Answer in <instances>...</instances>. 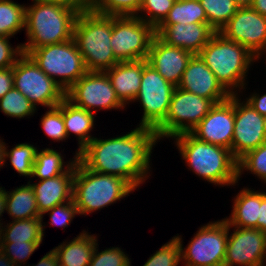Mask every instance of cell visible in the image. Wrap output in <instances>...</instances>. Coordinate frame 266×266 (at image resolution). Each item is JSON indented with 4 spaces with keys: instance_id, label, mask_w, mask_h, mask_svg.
I'll list each match as a JSON object with an SVG mask.
<instances>
[{
    "instance_id": "f5cc1de1",
    "label": "cell",
    "mask_w": 266,
    "mask_h": 266,
    "mask_svg": "<svg viewBox=\"0 0 266 266\" xmlns=\"http://www.w3.org/2000/svg\"><path fill=\"white\" fill-rule=\"evenodd\" d=\"M96 0H76L82 8H89Z\"/></svg>"
},
{
    "instance_id": "7dc6e473",
    "label": "cell",
    "mask_w": 266,
    "mask_h": 266,
    "mask_svg": "<svg viewBox=\"0 0 266 266\" xmlns=\"http://www.w3.org/2000/svg\"><path fill=\"white\" fill-rule=\"evenodd\" d=\"M32 3H56L65 6H80L76 0H32Z\"/></svg>"
},
{
    "instance_id": "60d3db41",
    "label": "cell",
    "mask_w": 266,
    "mask_h": 266,
    "mask_svg": "<svg viewBox=\"0 0 266 266\" xmlns=\"http://www.w3.org/2000/svg\"><path fill=\"white\" fill-rule=\"evenodd\" d=\"M45 214H48L50 219L49 225L50 226H58L62 229L68 228V225H70L73 221V219L79 215L78 209L76 207V204L74 203L73 199L71 201H68L64 204L54 206L49 211H46L42 215V219Z\"/></svg>"
},
{
    "instance_id": "3957f363",
    "label": "cell",
    "mask_w": 266,
    "mask_h": 266,
    "mask_svg": "<svg viewBox=\"0 0 266 266\" xmlns=\"http://www.w3.org/2000/svg\"><path fill=\"white\" fill-rule=\"evenodd\" d=\"M81 10V6L56 3L26 5L25 32L28 39L21 43L23 53L73 39L74 23Z\"/></svg>"
},
{
    "instance_id": "d6986e66",
    "label": "cell",
    "mask_w": 266,
    "mask_h": 266,
    "mask_svg": "<svg viewBox=\"0 0 266 266\" xmlns=\"http://www.w3.org/2000/svg\"><path fill=\"white\" fill-rule=\"evenodd\" d=\"M192 56V53L169 46L155 36L146 60L166 81L178 87Z\"/></svg>"
},
{
    "instance_id": "30bf717a",
    "label": "cell",
    "mask_w": 266,
    "mask_h": 266,
    "mask_svg": "<svg viewBox=\"0 0 266 266\" xmlns=\"http://www.w3.org/2000/svg\"><path fill=\"white\" fill-rule=\"evenodd\" d=\"M13 86L36 108L39 105L52 108L65 99L64 89L24 53L13 66Z\"/></svg>"
},
{
    "instance_id": "681fc988",
    "label": "cell",
    "mask_w": 266,
    "mask_h": 266,
    "mask_svg": "<svg viewBox=\"0 0 266 266\" xmlns=\"http://www.w3.org/2000/svg\"><path fill=\"white\" fill-rule=\"evenodd\" d=\"M250 7L266 17V0H253Z\"/></svg>"
},
{
    "instance_id": "5b68a950",
    "label": "cell",
    "mask_w": 266,
    "mask_h": 266,
    "mask_svg": "<svg viewBox=\"0 0 266 266\" xmlns=\"http://www.w3.org/2000/svg\"><path fill=\"white\" fill-rule=\"evenodd\" d=\"M113 16L82 8L73 29V39L87 71L106 72L119 63L110 45Z\"/></svg>"
},
{
    "instance_id": "ffe728a7",
    "label": "cell",
    "mask_w": 266,
    "mask_h": 266,
    "mask_svg": "<svg viewBox=\"0 0 266 266\" xmlns=\"http://www.w3.org/2000/svg\"><path fill=\"white\" fill-rule=\"evenodd\" d=\"M216 31L208 23L159 25L156 36L169 46L198 55Z\"/></svg>"
},
{
    "instance_id": "7a4b0ae2",
    "label": "cell",
    "mask_w": 266,
    "mask_h": 266,
    "mask_svg": "<svg viewBox=\"0 0 266 266\" xmlns=\"http://www.w3.org/2000/svg\"><path fill=\"white\" fill-rule=\"evenodd\" d=\"M171 139L193 174L219 187L239 185L238 160L231 150L200 141L191 133H182Z\"/></svg>"
},
{
    "instance_id": "f1b7e54d",
    "label": "cell",
    "mask_w": 266,
    "mask_h": 266,
    "mask_svg": "<svg viewBox=\"0 0 266 266\" xmlns=\"http://www.w3.org/2000/svg\"><path fill=\"white\" fill-rule=\"evenodd\" d=\"M26 4L0 0V36L14 37L25 30Z\"/></svg>"
},
{
    "instance_id": "9c48e42d",
    "label": "cell",
    "mask_w": 266,
    "mask_h": 266,
    "mask_svg": "<svg viewBox=\"0 0 266 266\" xmlns=\"http://www.w3.org/2000/svg\"><path fill=\"white\" fill-rule=\"evenodd\" d=\"M214 105L211 99L176 87L165 120L154 130L158 140L190 133Z\"/></svg>"
},
{
    "instance_id": "44dd1931",
    "label": "cell",
    "mask_w": 266,
    "mask_h": 266,
    "mask_svg": "<svg viewBox=\"0 0 266 266\" xmlns=\"http://www.w3.org/2000/svg\"><path fill=\"white\" fill-rule=\"evenodd\" d=\"M75 174V164L64 174L45 180L28 182L34 189L37 209L42 216L54 206L64 204L72 200L73 178Z\"/></svg>"
},
{
    "instance_id": "74e56055",
    "label": "cell",
    "mask_w": 266,
    "mask_h": 266,
    "mask_svg": "<svg viewBox=\"0 0 266 266\" xmlns=\"http://www.w3.org/2000/svg\"><path fill=\"white\" fill-rule=\"evenodd\" d=\"M181 264V250L175 236L154 252L143 266H178Z\"/></svg>"
},
{
    "instance_id": "5bb4252c",
    "label": "cell",
    "mask_w": 266,
    "mask_h": 266,
    "mask_svg": "<svg viewBox=\"0 0 266 266\" xmlns=\"http://www.w3.org/2000/svg\"><path fill=\"white\" fill-rule=\"evenodd\" d=\"M219 33L245 46L258 60L266 53V17L251 7H239Z\"/></svg>"
},
{
    "instance_id": "bcb514c9",
    "label": "cell",
    "mask_w": 266,
    "mask_h": 266,
    "mask_svg": "<svg viewBox=\"0 0 266 266\" xmlns=\"http://www.w3.org/2000/svg\"><path fill=\"white\" fill-rule=\"evenodd\" d=\"M30 264H28L29 266ZM25 266V265H24ZM32 266H59L58 256L55 251L52 249L47 252L37 264Z\"/></svg>"
},
{
    "instance_id": "f907efd6",
    "label": "cell",
    "mask_w": 266,
    "mask_h": 266,
    "mask_svg": "<svg viewBox=\"0 0 266 266\" xmlns=\"http://www.w3.org/2000/svg\"><path fill=\"white\" fill-rule=\"evenodd\" d=\"M3 140L2 138L0 139V170L7 165L5 161L6 143Z\"/></svg>"
},
{
    "instance_id": "6da1fadb",
    "label": "cell",
    "mask_w": 266,
    "mask_h": 266,
    "mask_svg": "<svg viewBox=\"0 0 266 266\" xmlns=\"http://www.w3.org/2000/svg\"><path fill=\"white\" fill-rule=\"evenodd\" d=\"M158 142L153 129L136 125L130 132L113 138L95 136L77 160L90 171L125 179L137 191L151 176V154Z\"/></svg>"
},
{
    "instance_id": "1f68e13d",
    "label": "cell",
    "mask_w": 266,
    "mask_h": 266,
    "mask_svg": "<svg viewBox=\"0 0 266 266\" xmlns=\"http://www.w3.org/2000/svg\"><path fill=\"white\" fill-rule=\"evenodd\" d=\"M205 10L207 23L219 32L237 12L239 6L234 0H199Z\"/></svg>"
},
{
    "instance_id": "f546056e",
    "label": "cell",
    "mask_w": 266,
    "mask_h": 266,
    "mask_svg": "<svg viewBox=\"0 0 266 266\" xmlns=\"http://www.w3.org/2000/svg\"><path fill=\"white\" fill-rule=\"evenodd\" d=\"M178 23H207V16L199 0H176L160 25Z\"/></svg>"
},
{
    "instance_id": "ac0fdd59",
    "label": "cell",
    "mask_w": 266,
    "mask_h": 266,
    "mask_svg": "<svg viewBox=\"0 0 266 266\" xmlns=\"http://www.w3.org/2000/svg\"><path fill=\"white\" fill-rule=\"evenodd\" d=\"M178 88L211 99L215 104L230 97L199 55H193L189 60Z\"/></svg>"
},
{
    "instance_id": "ee69618b",
    "label": "cell",
    "mask_w": 266,
    "mask_h": 266,
    "mask_svg": "<svg viewBox=\"0 0 266 266\" xmlns=\"http://www.w3.org/2000/svg\"><path fill=\"white\" fill-rule=\"evenodd\" d=\"M13 87V67L0 69V99Z\"/></svg>"
},
{
    "instance_id": "2e32d148",
    "label": "cell",
    "mask_w": 266,
    "mask_h": 266,
    "mask_svg": "<svg viewBox=\"0 0 266 266\" xmlns=\"http://www.w3.org/2000/svg\"><path fill=\"white\" fill-rule=\"evenodd\" d=\"M240 96V97H239ZM266 142V117L260 115L241 95H235L232 155L238 160Z\"/></svg>"
},
{
    "instance_id": "db71d44e",
    "label": "cell",
    "mask_w": 266,
    "mask_h": 266,
    "mask_svg": "<svg viewBox=\"0 0 266 266\" xmlns=\"http://www.w3.org/2000/svg\"><path fill=\"white\" fill-rule=\"evenodd\" d=\"M239 7H250L253 0H234Z\"/></svg>"
},
{
    "instance_id": "8fae6325",
    "label": "cell",
    "mask_w": 266,
    "mask_h": 266,
    "mask_svg": "<svg viewBox=\"0 0 266 266\" xmlns=\"http://www.w3.org/2000/svg\"><path fill=\"white\" fill-rule=\"evenodd\" d=\"M156 29L137 16H113L110 45L119 62L147 59Z\"/></svg>"
},
{
    "instance_id": "cb8c5ba5",
    "label": "cell",
    "mask_w": 266,
    "mask_h": 266,
    "mask_svg": "<svg viewBox=\"0 0 266 266\" xmlns=\"http://www.w3.org/2000/svg\"><path fill=\"white\" fill-rule=\"evenodd\" d=\"M76 236L69 242L65 240L53 248L58 256L59 266H89L98 236L86 230Z\"/></svg>"
},
{
    "instance_id": "484cf974",
    "label": "cell",
    "mask_w": 266,
    "mask_h": 266,
    "mask_svg": "<svg viewBox=\"0 0 266 266\" xmlns=\"http://www.w3.org/2000/svg\"><path fill=\"white\" fill-rule=\"evenodd\" d=\"M6 212L13 220L42 218L35 199L34 189L29 182L12 191H6Z\"/></svg>"
},
{
    "instance_id": "83f0119b",
    "label": "cell",
    "mask_w": 266,
    "mask_h": 266,
    "mask_svg": "<svg viewBox=\"0 0 266 266\" xmlns=\"http://www.w3.org/2000/svg\"><path fill=\"white\" fill-rule=\"evenodd\" d=\"M42 218L13 220L1 226L0 242H42L45 222Z\"/></svg>"
},
{
    "instance_id": "52a82bcc",
    "label": "cell",
    "mask_w": 266,
    "mask_h": 266,
    "mask_svg": "<svg viewBox=\"0 0 266 266\" xmlns=\"http://www.w3.org/2000/svg\"><path fill=\"white\" fill-rule=\"evenodd\" d=\"M28 55L65 92L87 72L74 39L35 48Z\"/></svg>"
},
{
    "instance_id": "e0dca14e",
    "label": "cell",
    "mask_w": 266,
    "mask_h": 266,
    "mask_svg": "<svg viewBox=\"0 0 266 266\" xmlns=\"http://www.w3.org/2000/svg\"><path fill=\"white\" fill-rule=\"evenodd\" d=\"M235 122V95L216 103L190 132L198 140L231 150Z\"/></svg>"
},
{
    "instance_id": "4dcf8cb0",
    "label": "cell",
    "mask_w": 266,
    "mask_h": 266,
    "mask_svg": "<svg viewBox=\"0 0 266 266\" xmlns=\"http://www.w3.org/2000/svg\"><path fill=\"white\" fill-rule=\"evenodd\" d=\"M6 143L5 161L10 162V165L16 173L27 178L32 177L33 164L36 157L37 146L30 143H18L13 148L9 149Z\"/></svg>"
},
{
    "instance_id": "b9f144b4",
    "label": "cell",
    "mask_w": 266,
    "mask_h": 266,
    "mask_svg": "<svg viewBox=\"0 0 266 266\" xmlns=\"http://www.w3.org/2000/svg\"><path fill=\"white\" fill-rule=\"evenodd\" d=\"M12 37L0 36V69L13 67L23 54L21 44L15 47L10 43Z\"/></svg>"
},
{
    "instance_id": "8d00e7d4",
    "label": "cell",
    "mask_w": 266,
    "mask_h": 266,
    "mask_svg": "<svg viewBox=\"0 0 266 266\" xmlns=\"http://www.w3.org/2000/svg\"><path fill=\"white\" fill-rule=\"evenodd\" d=\"M175 2L176 0H142L136 16L156 29L167 17Z\"/></svg>"
},
{
    "instance_id": "9f6ffc18",
    "label": "cell",
    "mask_w": 266,
    "mask_h": 266,
    "mask_svg": "<svg viewBox=\"0 0 266 266\" xmlns=\"http://www.w3.org/2000/svg\"><path fill=\"white\" fill-rule=\"evenodd\" d=\"M0 241H1V225H0Z\"/></svg>"
},
{
    "instance_id": "7402d4cb",
    "label": "cell",
    "mask_w": 266,
    "mask_h": 266,
    "mask_svg": "<svg viewBox=\"0 0 266 266\" xmlns=\"http://www.w3.org/2000/svg\"><path fill=\"white\" fill-rule=\"evenodd\" d=\"M144 59L119 62L107 70L117 97L126 106L133 103L140 88Z\"/></svg>"
},
{
    "instance_id": "603a6c76",
    "label": "cell",
    "mask_w": 266,
    "mask_h": 266,
    "mask_svg": "<svg viewBox=\"0 0 266 266\" xmlns=\"http://www.w3.org/2000/svg\"><path fill=\"white\" fill-rule=\"evenodd\" d=\"M232 201L231 214L224 217L227 223L233 227L257 229L261 206L260 189L243 187Z\"/></svg>"
},
{
    "instance_id": "d6a6232c",
    "label": "cell",
    "mask_w": 266,
    "mask_h": 266,
    "mask_svg": "<svg viewBox=\"0 0 266 266\" xmlns=\"http://www.w3.org/2000/svg\"><path fill=\"white\" fill-rule=\"evenodd\" d=\"M37 108L27 97L14 87L0 99V111L7 117L16 119L30 118ZM30 116V117H29Z\"/></svg>"
},
{
    "instance_id": "d590c367",
    "label": "cell",
    "mask_w": 266,
    "mask_h": 266,
    "mask_svg": "<svg viewBox=\"0 0 266 266\" xmlns=\"http://www.w3.org/2000/svg\"><path fill=\"white\" fill-rule=\"evenodd\" d=\"M142 0H96L89 9L111 16H136Z\"/></svg>"
},
{
    "instance_id": "7bdbcfd3",
    "label": "cell",
    "mask_w": 266,
    "mask_h": 266,
    "mask_svg": "<svg viewBox=\"0 0 266 266\" xmlns=\"http://www.w3.org/2000/svg\"><path fill=\"white\" fill-rule=\"evenodd\" d=\"M248 96L244 100L260 115L266 117V93L260 95L259 92L256 93L255 91Z\"/></svg>"
},
{
    "instance_id": "8992f818",
    "label": "cell",
    "mask_w": 266,
    "mask_h": 266,
    "mask_svg": "<svg viewBox=\"0 0 266 266\" xmlns=\"http://www.w3.org/2000/svg\"><path fill=\"white\" fill-rule=\"evenodd\" d=\"M135 189L123 178L96 173L75 163L72 199L81 215H89L130 196Z\"/></svg>"
},
{
    "instance_id": "7c38bea8",
    "label": "cell",
    "mask_w": 266,
    "mask_h": 266,
    "mask_svg": "<svg viewBox=\"0 0 266 266\" xmlns=\"http://www.w3.org/2000/svg\"><path fill=\"white\" fill-rule=\"evenodd\" d=\"M175 88L144 59L141 84L134 100L143 108L138 126L155 130L165 120Z\"/></svg>"
},
{
    "instance_id": "4316f807",
    "label": "cell",
    "mask_w": 266,
    "mask_h": 266,
    "mask_svg": "<svg viewBox=\"0 0 266 266\" xmlns=\"http://www.w3.org/2000/svg\"><path fill=\"white\" fill-rule=\"evenodd\" d=\"M62 152L51 148H43L36 151V157L33 164L32 177L37 180H45L53 178L67 172L77 161V157L71 158L69 161H64Z\"/></svg>"
},
{
    "instance_id": "c3c4849f",
    "label": "cell",
    "mask_w": 266,
    "mask_h": 266,
    "mask_svg": "<svg viewBox=\"0 0 266 266\" xmlns=\"http://www.w3.org/2000/svg\"><path fill=\"white\" fill-rule=\"evenodd\" d=\"M6 213V194H5V187L0 186V225L2 226L5 221L3 222V218H1Z\"/></svg>"
},
{
    "instance_id": "11a10c76",
    "label": "cell",
    "mask_w": 266,
    "mask_h": 266,
    "mask_svg": "<svg viewBox=\"0 0 266 266\" xmlns=\"http://www.w3.org/2000/svg\"><path fill=\"white\" fill-rule=\"evenodd\" d=\"M265 55V56H264ZM263 57H265V59L263 60V62L266 60V53L262 55ZM266 65V64H265Z\"/></svg>"
},
{
    "instance_id": "277c9868",
    "label": "cell",
    "mask_w": 266,
    "mask_h": 266,
    "mask_svg": "<svg viewBox=\"0 0 266 266\" xmlns=\"http://www.w3.org/2000/svg\"><path fill=\"white\" fill-rule=\"evenodd\" d=\"M198 55L230 95H240L247 89L249 68L254 62H259L245 46L226 39L219 32L211 37Z\"/></svg>"
},
{
    "instance_id": "ab89813d",
    "label": "cell",
    "mask_w": 266,
    "mask_h": 266,
    "mask_svg": "<svg viewBox=\"0 0 266 266\" xmlns=\"http://www.w3.org/2000/svg\"><path fill=\"white\" fill-rule=\"evenodd\" d=\"M42 242H0V250L17 266L26 261L40 247ZM23 263V264H22Z\"/></svg>"
},
{
    "instance_id": "836d02e7",
    "label": "cell",
    "mask_w": 266,
    "mask_h": 266,
    "mask_svg": "<svg viewBox=\"0 0 266 266\" xmlns=\"http://www.w3.org/2000/svg\"><path fill=\"white\" fill-rule=\"evenodd\" d=\"M237 162L238 181L241 180L245 171L255 175L262 183L266 184V142L256 149L246 152Z\"/></svg>"
},
{
    "instance_id": "d4e9b609",
    "label": "cell",
    "mask_w": 266,
    "mask_h": 266,
    "mask_svg": "<svg viewBox=\"0 0 266 266\" xmlns=\"http://www.w3.org/2000/svg\"><path fill=\"white\" fill-rule=\"evenodd\" d=\"M85 109L73 105L66 98L63 100V121L67 132V138L74 133L78 148L75 151V157L78 158L80 151L94 138L91 135L95 127V116Z\"/></svg>"
},
{
    "instance_id": "ba28073f",
    "label": "cell",
    "mask_w": 266,
    "mask_h": 266,
    "mask_svg": "<svg viewBox=\"0 0 266 266\" xmlns=\"http://www.w3.org/2000/svg\"><path fill=\"white\" fill-rule=\"evenodd\" d=\"M175 237L180 244L183 266H223L228 240V223L224 218L199 227L186 248L182 236Z\"/></svg>"
},
{
    "instance_id": "f6af8a7d",
    "label": "cell",
    "mask_w": 266,
    "mask_h": 266,
    "mask_svg": "<svg viewBox=\"0 0 266 266\" xmlns=\"http://www.w3.org/2000/svg\"><path fill=\"white\" fill-rule=\"evenodd\" d=\"M257 229L266 232V192L261 191V206L259 218L257 219Z\"/></svg>"
},
{
    "instance_id": "e575fe53",
    "label": "cell",
    "mask_w": 266,
    "mask_h": 266,
    "mask_svg": "<svg viewBox=\"0 0 266 266\" xmlns=\"http://www.w3.org/2000/svg\"><path fill=\"white\" fill-rule=\"evenodd\" d=\"M40 123L45 135L53 142L67 140V132L63 121V101L57 106L48 108L44 115L41 116Z\"/></svg>"
},
{
    "instance_id": "4fadbf2b",
    "label": "cell",
    "mask_w": 266,
    "mask_h": 266,
    "mask_svg": "<svg viewBox=\"0 0 266 266\" xmlns=\"http://www.w3.org/2000/svg\"><path fill=\"white\" fill-rule=\"evenodd\" d=\"M65 98L73 105L97 115L98 110H123L126 106L119 100L105 72L87 71L66 92Z\"/></svg>"
},
{
    "instance_id": "816d5d0a",
    "label": "cell",
    "mask_w": 266,
    "mask_h": 266,
    "mask_svg": "<svg viewBox=\"0 0 266 266\" xmlns=\"http://www.w3.org/2000/svg\"><path fill=\"white\" fill-rule=\"evenodd\" d=\"M0 266H17L0 250Z\"/></svg>"
},
{
    "instance_id": "9a60e30c",
    "label": "cell",
    "mask_w": 266,
    "mask_h": 266,
    "mask_svg": "<svg viewBox=\"0 0 266 266\" xmlns=\"http://www.w3.org/2000/svg\"><path fill=\"white\" fill-rule=\"evenodd\" d=\"M265 263L266 232L255 228L233 227L228 224V240L223 265L265 266Z\"/></svg>"
},
{
    "instance_id": "f35d334b",
    "label": "cell",
    "mask_w": 266,
    "mask_h": 266,
    "mask_svg": "<svg viewBox=\"0 0 266 266\" xmlns=\"http://www.w3.org/2000/svg\"><path fill=\"white\" fill-rule=\"evenodd\" d=\"M98 243L95 246L89 266H132L131 258L121 247L114 246L99 252Z\"/></svg>"
}]
</instances>
